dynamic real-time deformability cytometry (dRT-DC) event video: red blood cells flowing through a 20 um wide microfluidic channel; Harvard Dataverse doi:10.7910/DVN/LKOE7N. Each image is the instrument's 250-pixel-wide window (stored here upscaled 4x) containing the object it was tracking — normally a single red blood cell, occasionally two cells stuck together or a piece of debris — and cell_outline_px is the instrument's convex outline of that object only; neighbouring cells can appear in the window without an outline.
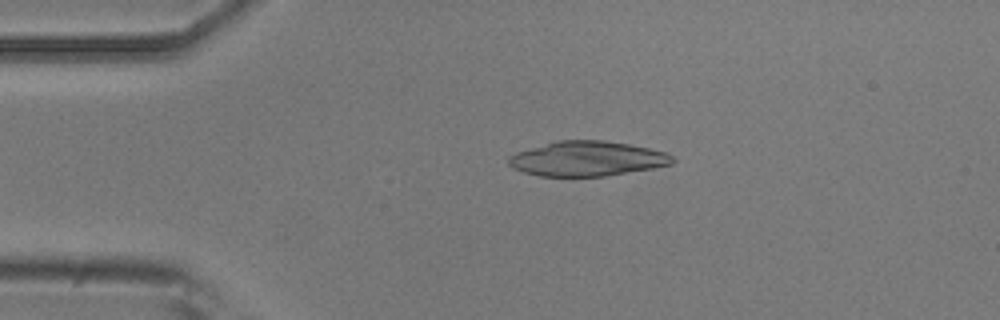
{"species": "common noctule bat (a hibernating species)", "species_latin": "Nyctalus noctula", "temperature_condition": "room temperature", "stored_images_in_passage": 49, "camera_frame_rate_fps": 3000, "um_per_image_px": 0.085, "animal": {"sex": "male", "body_mass_g": 20.5, "forearm_length_mm": 52.5}, "frame": {"image": 1, "passage_image": 9, "time_ms": 2.667, "image_size_px": [1000, 320], "cell_outline_px": [[676, 160], [672, 164], [652, 168], [604, 176], [540, 176], [524, 172], [512, 168], [508, 164], [508, 156], [516, 152], [556, 140], [604, 140], [628, 144], [668, 152]], "centroid_in_image_um": [49.89, 13.48], "position_along_channel_um": 35.1, "area_um2": 33.29}}